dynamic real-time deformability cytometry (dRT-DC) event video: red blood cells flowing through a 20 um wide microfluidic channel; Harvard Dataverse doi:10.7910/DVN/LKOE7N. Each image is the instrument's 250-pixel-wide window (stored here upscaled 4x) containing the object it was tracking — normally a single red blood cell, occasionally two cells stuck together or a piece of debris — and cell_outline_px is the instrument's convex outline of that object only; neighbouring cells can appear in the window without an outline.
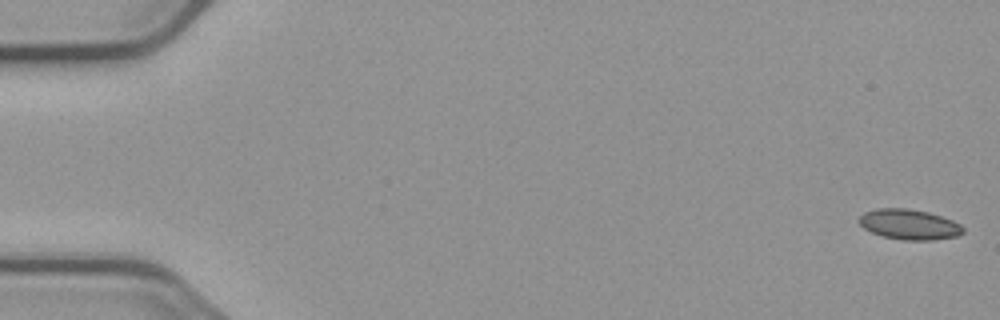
{"species": "common noctule bat (a hibernating species)", "species_latin": "Nyctalus noctula", "temperature_condition": "cold", "stored_images_in_passage": 9, "camera_frame_rate_fps": 3000, "um_per_image_px": 0.085, "animal": {"sex": "male", "body_mass_g": 23.1, "forearm_length_mm": 52.7}, "frame": {"image": 1, "passage_image": 1, "time_ms": 0.0, "image_size_px": [1000, 320], "cell_outline_px": [[964, 232], [956, 236], [932, 240], [904, 240], [884, 236], [872, 232], [864, 228], [860, 224], [860, 216], [864, 212], [876, 208], [904, 208], [928, 212], [952, 220], [960, 224], [964, 228]], "centroid_in_image_um": [77.29, 19.07], "position_along_channel_um": 7.7, "area_um2": 18.15}}
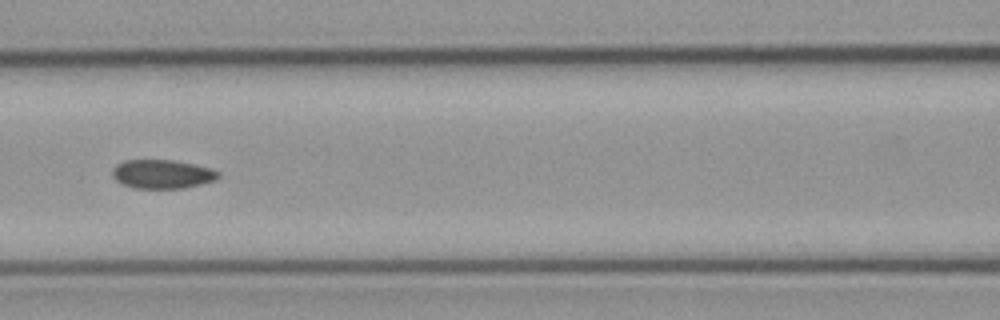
{"frame": {"image": 2, "passage_image": 7, "time_ms": 8.0, "image_size_px": [1000, 320], "cell_outline_px": [[220, 176], [216, 180], [200, 184], [180, 188], [136, 188], [124, 184], [116, 180], [112, 176], [112, 168], [116, 164], [124, 160], [172, 160], [212, 168], [220, 172]], "centroid_in_image_um": [13.79, 14.79], "position_along_channel_um": 152.8, "area_um2": 17.74}}
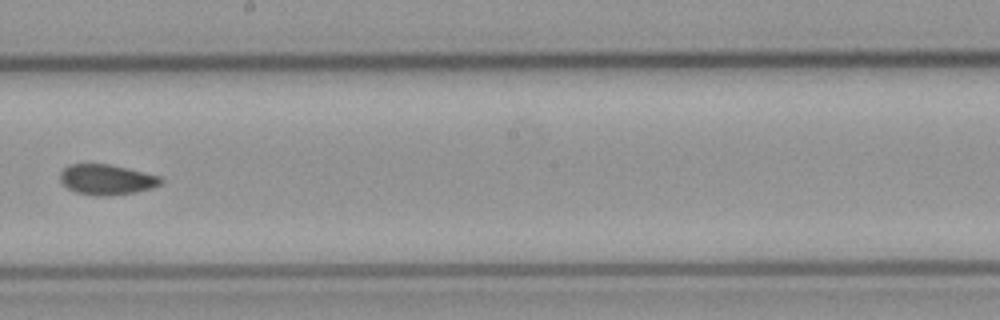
{"frame": {"image": 3, "passage_image": 9, "time_ms": 10.333, "image_size_px": [1000, 320], "cell_outline_px": [[164, 180], [160, 184], [152, 188], [136, 192], [108, 196], [92, 196], [76, 192], [68, 188], [60, 180], [60, 172], [68, 164], [108, 164], [160, 176]], "centroid_in_image_um": [9.05, 15.27], "position_along_channel_um": 239.1, "area_um2": 17.8}}